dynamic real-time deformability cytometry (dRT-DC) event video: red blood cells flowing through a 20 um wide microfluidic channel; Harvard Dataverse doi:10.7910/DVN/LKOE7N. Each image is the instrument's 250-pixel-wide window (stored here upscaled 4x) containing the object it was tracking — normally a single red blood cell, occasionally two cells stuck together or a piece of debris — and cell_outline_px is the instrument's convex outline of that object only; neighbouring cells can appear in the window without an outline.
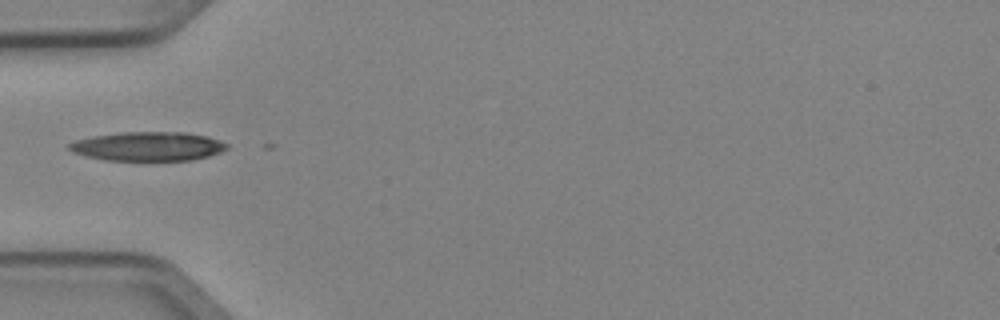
{"species": "Egyptian fruit bat (a non-hibernating species)", "species_latin": "Rousettus aegyptiacus", "temperature_condition": "cold", "stored_images_in_passage": 6, "camera_frame_rate_fps": 3000, "um_per_image_px": 0.085, "animal": {"sex": "female"}, "frame": {"image": 1, "passage_image": 5, "time_ms": 1.333, "image_size_px": [1000, 320], "cell_outline_px": [[228, 148], [220, 152], [208, 156], [192, 160], [104, 160], [72, 152], [68, 148], [68, 144], [76, 140], [92, 136], [120, 132], [184, 132], [208, 136], [220, 140], [228, 144]], "centroid_in_image_um": [12.59, 12.43], "position_along_channel_um": 72.4, "area_um2": 26.7}}
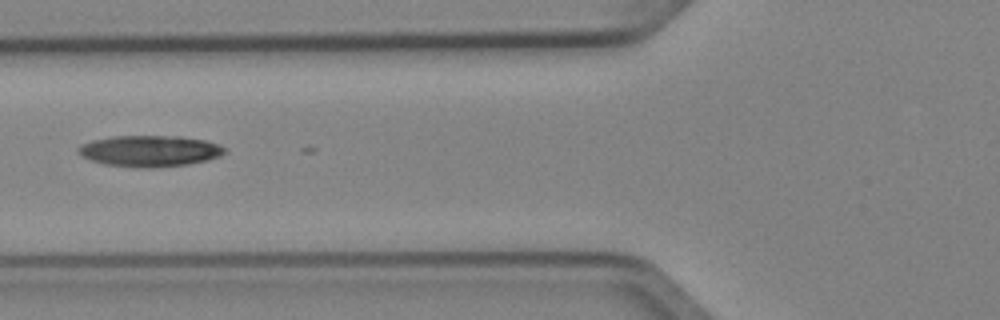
{"frame": {"image": 2, "passage_image": 6, "time_ms": 1.667, "image_size_px": [1000, 320], "cell_outline_px": [[228, 148], [220, 156], [188, 164], [152, 168], [136, 168], [104, 164], [92, 160], [76, 152], [76, 148], [80, 144], [92, 140], [112, 136], [180, 136], [204, 140], [220, 144]], "centroid_in_image_um": [12.71, 12.83], "position_along_channel_um": 113.1, "area_um2": 26.76}}